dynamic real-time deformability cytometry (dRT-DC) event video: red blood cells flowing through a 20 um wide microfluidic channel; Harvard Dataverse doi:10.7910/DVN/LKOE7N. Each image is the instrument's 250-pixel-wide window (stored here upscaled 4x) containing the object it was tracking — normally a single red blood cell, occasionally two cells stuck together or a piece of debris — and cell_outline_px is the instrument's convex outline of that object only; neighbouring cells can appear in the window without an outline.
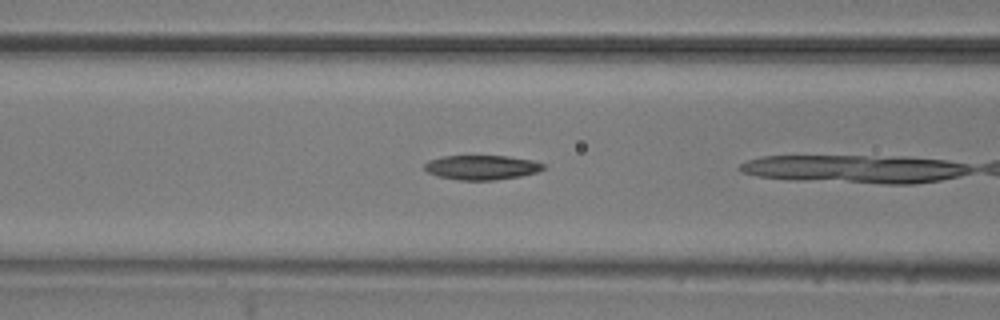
{"species": "common noctule bat (a hibernating species)", "species_latin": "Nyctalus noctula", "temperature_condition": "room temperature", "stored_images_in_passage": 7, "camera_frame_rate_fps": 3000, "um_per_image_px": 0.085, "animal": {"sex": "male", "body_mass_g": 20.5, "forearm_length_mm": 52.5}, "frame": {"image": 1, "passage_image": 5, "time_ms": 1.333, "image_size_px": [1000, 320], "cell_outline_px": [[544, 168], [536, 172], [520, 176], [492, 180], [456, 180], [436, 176], [428, 172], [424, 168], [424, 164], [428, 160], [440, 156], [508, 156], [532, 160], [544, 164]], "centroid_in_image_um": [40.89, 14.23], "position_along_channel_um": 125.7, "area_um2": 16.99}}